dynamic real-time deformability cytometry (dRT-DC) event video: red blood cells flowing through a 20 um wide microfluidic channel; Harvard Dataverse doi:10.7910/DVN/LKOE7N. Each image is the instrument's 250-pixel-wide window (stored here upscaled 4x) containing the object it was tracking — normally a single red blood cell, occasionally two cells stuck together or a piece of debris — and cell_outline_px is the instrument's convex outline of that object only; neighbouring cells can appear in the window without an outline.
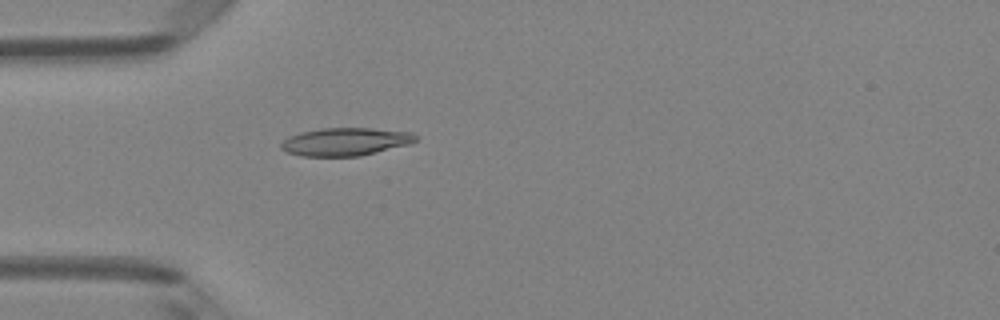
{"species": "Egyptian fruit bat (a non-hibernating species)", "species_latin": "Rousettus aegyptiacus", "temperature_condition": "room temperature", "stored_images_in_passage": 5, "camera_frame_rate_fps": 3000, "um_per_image_px": 0.085, "animal": {"sex": "female"}, "frame": {"image": 1, "passage_image": 5, "time_ms": 1.333, "image_size_px": [1000, 320], "cell_outline_px": [[416, 140], [408, 144], [360, 156], [300, 156], [288, 152], [280, 148], [280, 144], [288, 136], [300, 132], [320, 128], [372, 128], [412, 132], [416, 136]], "centroid_in_image_um": [29.32, 12.04], "position_along_channel_um": 55.7, "area_um2": 21.85}}